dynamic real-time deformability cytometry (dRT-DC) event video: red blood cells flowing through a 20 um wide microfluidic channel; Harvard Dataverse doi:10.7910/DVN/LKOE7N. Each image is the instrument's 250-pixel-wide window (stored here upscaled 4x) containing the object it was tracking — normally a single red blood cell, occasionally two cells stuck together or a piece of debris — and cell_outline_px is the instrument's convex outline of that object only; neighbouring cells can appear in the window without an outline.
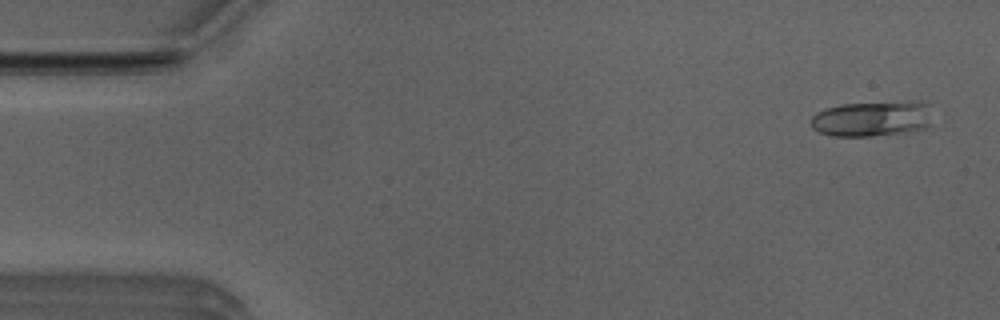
{"species": "Egyptian fruit bat (a non-hibernating species)", "species_latin": "Rousettus aegyptiacus", "temperature_condition": "room temperature", "stored_images_in_passage": 6, "camera_frame_rate_fps": 3000, "um_per_image_px": 0.085, "animal": {"sex": "male"}, "frame": {"image": 1, "passage_image": 1, "time_ms": 0.0, "image_size_px": [1000, 320], "cell_outline_px": [[928, 128], [908, 132], [872, 136], [832, 136], [816, 132], [812, 128], [812, 116], [816, 112], [824, 108], [840, 104], [908, 100], [920, 100], [928, 104]], "centroid_in_image_um": [74.1, 10.07], "position_along_channel_um": 10.9, "area_um2": 25.61}}